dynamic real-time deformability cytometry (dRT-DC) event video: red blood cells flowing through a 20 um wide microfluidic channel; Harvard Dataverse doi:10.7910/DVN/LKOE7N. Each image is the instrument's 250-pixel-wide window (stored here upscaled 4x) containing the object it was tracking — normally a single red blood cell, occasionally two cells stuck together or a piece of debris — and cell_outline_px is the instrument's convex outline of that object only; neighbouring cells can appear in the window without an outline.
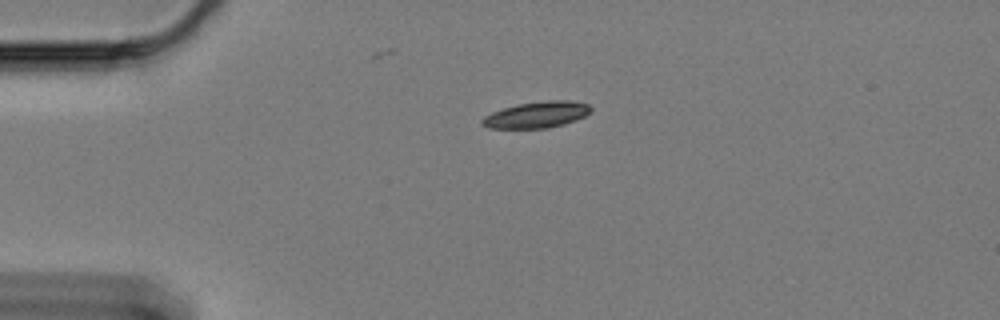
{"species": "Egyptian fruit bat (a non-hibernating species)", "species_latin": "Rousettus aegyptiacus", "temperature_condition": "cold", "stored_images_in_passage": 48, "camera_frame_rate_fps": 3000, "um_per_image_px": 0.085, "animal": {"sex": "female"}, "frame": {"image": 1, "passage_image": 1, "time_ms": 0.0, "image_size_px": [1000, 320], "cell_outline_px": [[592, 108], [584, 116], [576, 120], [564, 124], [548, 128], [488, 128], [480, 124], [480, 120], [484, 116], [492, 112], [504, 108], [520, 104], [548, 100], [568, 100], [588, 104]], "centroid_in_image_um": [45.59, 9.76], "position_along_channel_um": 39.4, "area_um2": 16.53}}
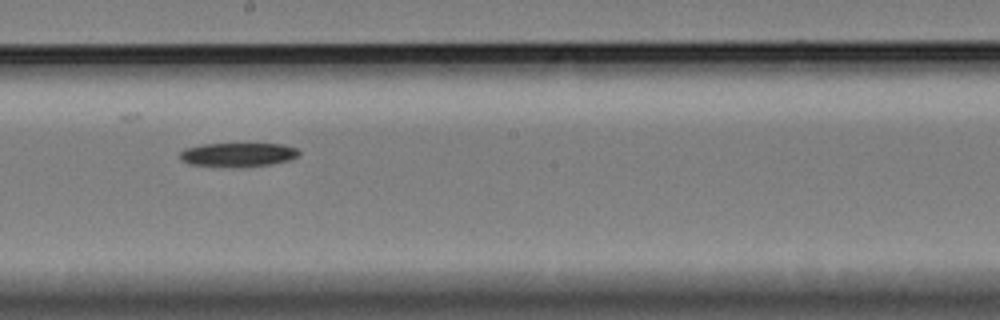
{"frame": {"image": 2, "passage_image": 21, "time_ms": 6.667, "image_size_px": [1000, 320], "cell_outline_px": [[300, 156], [288, 160], [272, 164], [244, 168], [232, 168], [188, 164], [180, 160], [180, 152], [184, 148], [204, 144], [280, 144], [296, 148], [300, 152]], "centroid_in_image_um": [20.21, 13.17], "position_along_channel_um": 228.0, "area_um2": 16.99}}
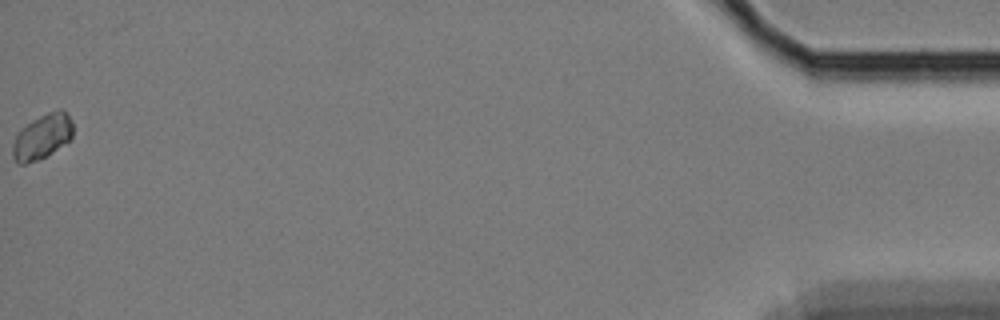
{"frame": {"image": 3, "passage_image": 48, "time_ms": 15.667, "image_size_px": [1000, 320], "cell_outline_px": [[72, 136], [68, 140], [52, 152], [40, 160], [24, 164], [20, 164], [12, 156], [12, 144], [20, 128], [32, 120], [48, 112], [60, 108], [72, 120]], "centroid_in_image_um": [3.56, 11.61], "position_along_channel_um": 431.6, "area_um2": 15.66}, "authors_computed_cell_mechanics": {"area_um2": 16.8776, "velocity_mm_per_s": 3.2857, "shape_relaxation_time_tau1_ms": 2.035, "shape_relaxation_time_tau2_ms": null, "deformation_change_tau1": 0.0431, "deformation_change_tau2": null}}